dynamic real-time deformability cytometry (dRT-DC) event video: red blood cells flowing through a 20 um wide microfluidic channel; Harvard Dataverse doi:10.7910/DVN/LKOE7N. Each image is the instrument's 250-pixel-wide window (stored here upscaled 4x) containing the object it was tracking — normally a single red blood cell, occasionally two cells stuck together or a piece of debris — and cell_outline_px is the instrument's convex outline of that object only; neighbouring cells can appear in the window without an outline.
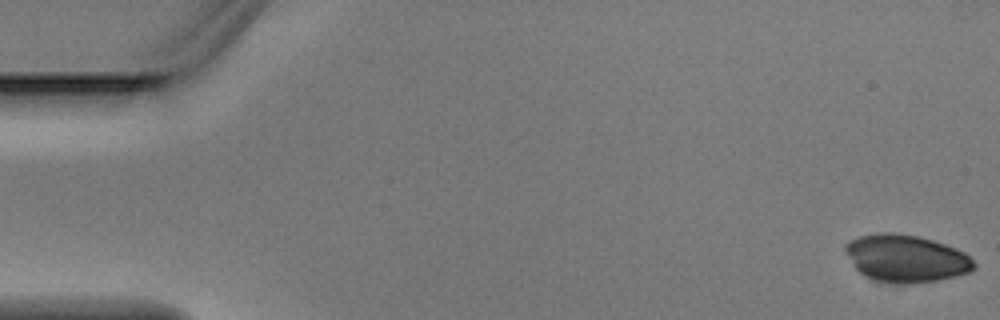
{"species": "Egyptian fruit bat (a non-hibernating species)", "species_latin": "Rousettus aegyptiacus", "temperature_condition": "warm", "stored_images_in_passage": 4, "camera_frame_rate_fps": 3000, "um_per_image_px": 0.085, "animal": {"sex": "male"}, "frame": {"image": 1, "passage_image": 1, "time_ms": 0.0, "image_size_px": [1000, 320], "cell_outline_px": [[976, 264], [968, 272], [936, 280], [912, 284], [888, 284], [864, 276], [856, 268], [844, 252], [844, 244], [848, 240], [860, 236], [880, 232], [892, 232], [920, 236], [956, 248], [964, 252]], "centroid_in_image_um": [76.95, 21.96], "position_along_channel_um": 8.1, "area_um2": 35.6}}